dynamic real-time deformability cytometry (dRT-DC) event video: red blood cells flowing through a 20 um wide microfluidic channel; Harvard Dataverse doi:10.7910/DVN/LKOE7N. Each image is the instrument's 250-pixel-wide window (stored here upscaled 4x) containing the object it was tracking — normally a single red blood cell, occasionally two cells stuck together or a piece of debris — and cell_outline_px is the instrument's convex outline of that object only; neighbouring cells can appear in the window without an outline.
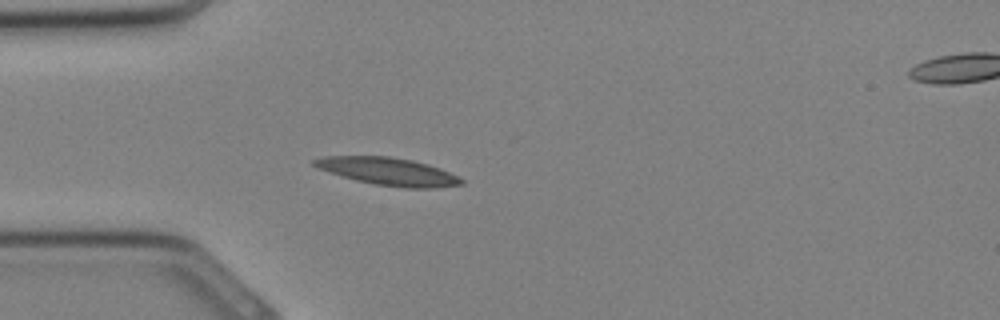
{"species": "Egyptian fruit bat (a non-hibernating species)", "species_latin": "Rousettus aegyptiacus", "temperature_condition": "cold", "stored_images_in_passage": 26, "camera_frame_rate_fps": 3000, "um_per_image_px": 0.085, "animal": {"sex": "female"}, "frame": {"image": 1, "passage_image": 4, "time_ms": 1.0, "image_size_px": [1000, 320], "cell_outline_px": [[464, 184], [436, 188], [404, 188], [376, 184], [356, 180], [320, 168], [312, 164], [312, 160], [324, 156], [388, 156], [412, 160], [428, 164], [440, 168], [464, 180]], "centroid_in_image_um": [33.04, 14.57], "position_along_channel_um": 52.0, "area_um2": 23.35}}
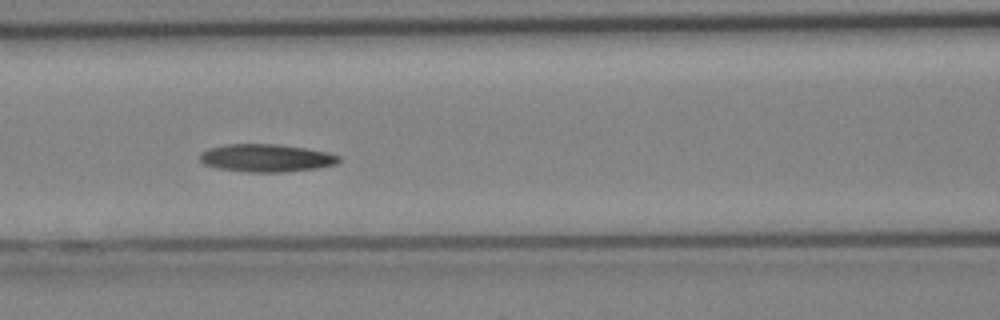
{"frame": {"image": 2, "passage_image": 9, "time_ms": 2.667, "image_size_px": [1000, 320], "cell_outline_px": [[340, 160], [336, 164], [316, 168], [284, 172], [248, 172], [216, 168], [204, 164], [200, 160], [200, 152], [208, 148], [224, 144], [276, 144], [304, 148], [324, 152], [340, 156]], "centroid_in_image_um": [22.57, 13.43], "position_along_channel_um": 144.0, "area_um2": 22.43}}
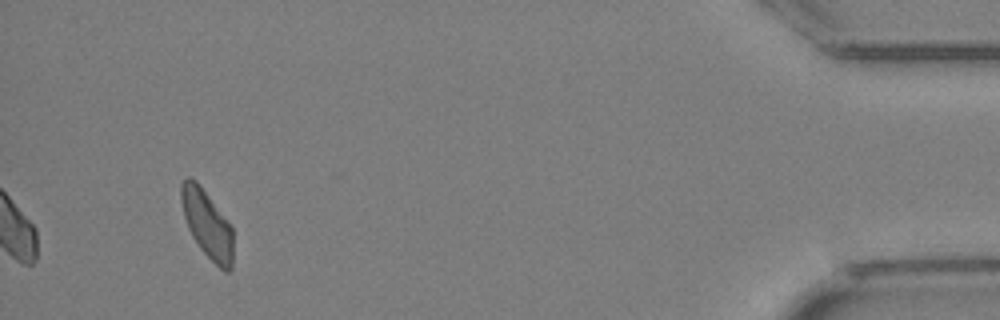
{"frame": {"image": 3, "passage_image": 26, "time_ms": 8.333, "image_size_px": [1000, 320], "cell_outline_px": [[232, 268], [228, 272], [224, 272], [200, 248], [192, 236], [188, 228], [184, 216], [180, 200], [180, 184], [188, 176], [196, 180], [200, 184], [228, 220], [232, 228]], "centroid_in_image_um": [17.59, 19.01], "position_along_channel_um": 417.6, "area_um2": 20.58}}